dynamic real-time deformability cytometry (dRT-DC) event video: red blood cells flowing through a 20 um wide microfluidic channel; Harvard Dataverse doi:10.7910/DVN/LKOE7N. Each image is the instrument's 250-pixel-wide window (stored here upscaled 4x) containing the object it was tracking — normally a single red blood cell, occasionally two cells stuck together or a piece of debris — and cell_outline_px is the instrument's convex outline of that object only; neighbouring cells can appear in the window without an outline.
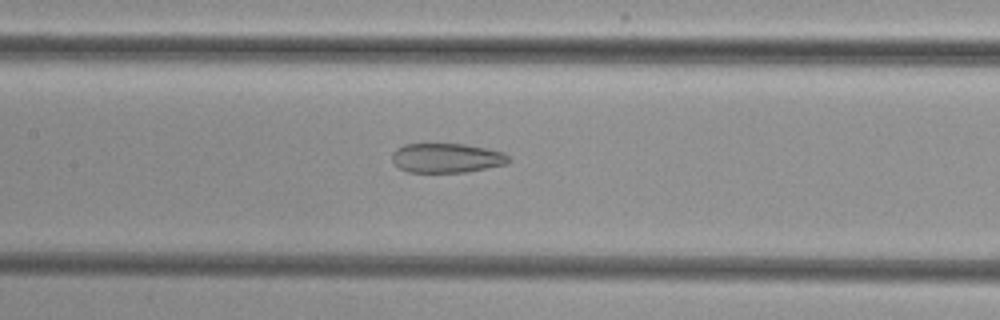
{"species": "common noctule bat (a hibernating species)", "species_latin": "Nyctalus noctula", "temperature_condition": "cold", "stored_images_in_passage": 39, "camera_frame_rate_fps": 3000, "um_per_image_px": 0.085, "animal": {"sex": "female", "body_mass_g": 29.2, "forearm_length_mm": 56.3}, "frame": {"image": 1, "passage_image": 15, "time_ms": 4.667, "image_size_px": [1000, 320], "cell_outline_px": [[512, 160], [508, 164], [464, 172], [408, 172], [400, 168], [392, 160], [392, 152], [396, 148], [404, 144], [464, 144], [504, 152]], "centroid_in_image_um": [37.97, 13.43], "position_along_channel_um": 169.4, "area_um2": 20.0}}
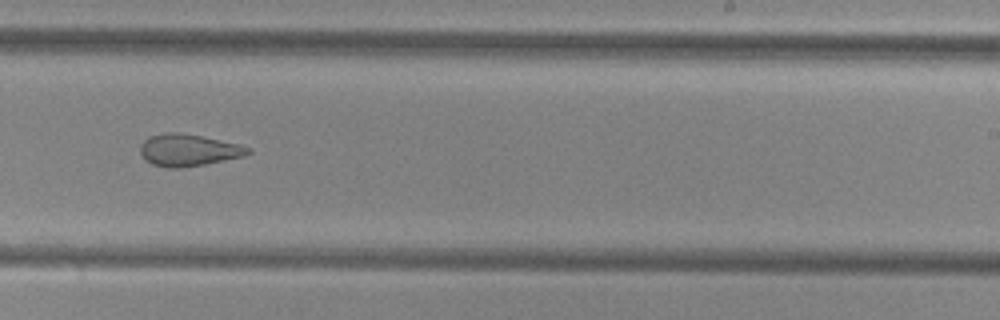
{"frame": {"image": 2, "passage_image": 23, "time_ms": 7.333, "image_size_px": [1000, 320], "cell_outline_px": [[252, 152], [244, 156], [204, 164], [180, 168], [168, 168], [152, 164], [144, 160], [140, 152], [140, 144], [148, 136], [164, 132], [180, 132], [240, 144], [252, 148]], "centroid_in_image_um": [15.99, 12.75], "position_along_channel_um": 273.0, "area_um2": 20.23}}
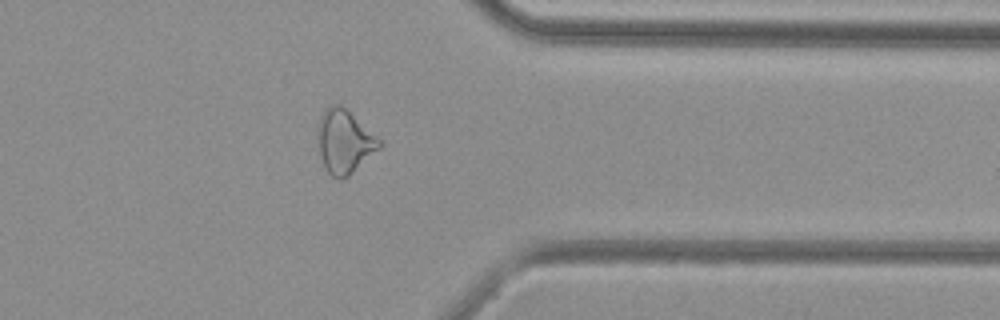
{"frame": {"image": 3, "passage_image": 32, "time_ms": 10.333, "image_size_px": [1000, 320], "cell_outline_px": [[384, 144], [380, 148], [344, 180], [340, 180], [332, 176], [328, 172], [324, 164], [320, 152], [320, 116], [324, 108], [332, 104], [340, 104], [376, 136]], "centroid_in_image_um": [29.3, 12.05], "position_along_channel_um": 382.1, "area_um2": 22.14}}